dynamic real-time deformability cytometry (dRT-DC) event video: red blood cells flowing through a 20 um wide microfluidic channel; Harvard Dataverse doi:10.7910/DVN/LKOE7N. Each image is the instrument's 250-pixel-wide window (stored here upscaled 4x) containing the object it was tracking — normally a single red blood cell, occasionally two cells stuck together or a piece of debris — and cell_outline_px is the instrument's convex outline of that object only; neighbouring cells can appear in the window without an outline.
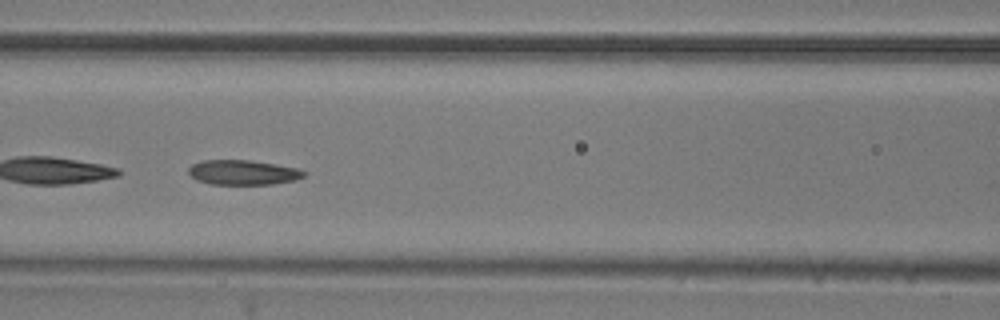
{"species": "common noctule bat (a hibernating species)", "species_latin": "Nyctalus noctula", "temperature_condition": "room temperature", "stored_images_in_passage": 51, "camera_frame_rate_fps": 3000, "um_per_image_px": 0.085, "animal": {"sex": "male", "body_mass_g": 20.5, "forearm_length_mm": 52.5}, "frame": {"image": 1, "passage_image": 22, "time_ms": 7.0, "image_size_px": [1000, 320], "cell_outline_px": [[308, 172], [304, 176], [296, 180], [272, 184], [212, 184], [196, 180], [188, 172], [188, 168], [192, 164], [200, 160], [248, 160], [276, 164], [300, 168]], "centroid_in_image_um": [20.68, 14.65], "position_along_channel_um": 145.9, "area_um2": 16.82}, "authors_computed_cell_mechanics": {"area_um2": 17.4556, "velocity_mm_per_s": 3.8043, "shape_relaxation_time_tau1_ms": null, "shape_relaxation_time_tau2_ms": 3.7527, "deformation_change_tau1": null, "deformation_change_tau2": 0.1157}}